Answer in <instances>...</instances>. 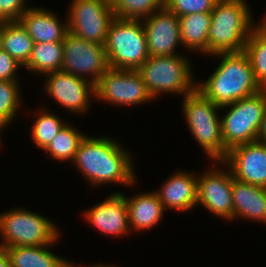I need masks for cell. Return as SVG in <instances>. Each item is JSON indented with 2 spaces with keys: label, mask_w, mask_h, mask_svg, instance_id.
<instances>
[{
  "label": "cell",
  "mask_w": 266,
  "mask_h": 267,
  "mask_svg": "<svg viewBox=\"0 0 266 267\" xmlns=\"http://www.w3.org/2000/svg\"><path fill=\"white\" fill-rule=\"evenodd\" d=\"M227 107V114L221 118L225 158L233 147L257 141L266 109V90L221 107V110Z\"/></svg>",
  "instance_id": "obj_8"
},
{
  "label": "cell",
  "mask_w": 266,
  "mask_h": 267,
  "mask_svg": "<svg viewBox=\"0 0 266 267\" xmlns=\"http://www.w3.org/2000/svg\"><path fill=\"white\" fill-rule=\"evenodd\" d=\"M198 176L192 173L177 171L164 184L154 191L165 210L186 212L197 206Z\"/></svg>",
  "instance_id": "obj_17"
},
{
  "label": "cell",
  "mask_w": 266,
  "mask_h": 267,
  "mask_svg": "<svg viewBox=\"0 0 266 267\" xmlns=\"http://www.w3.org/2000/svg\"><path fill=\"white\" fill-rule=\"evenodd\" d=\"M182 47L208 55V29L211 25V12H201L178 17Z\"/></svg>",
  "instance_id": "obj_21"
},
{
  "label": "cell",
  "mask_w": 266,
  "mask_h": 267,
  "mask_svg": "<svg viewBox=\"0 0 266 267\" xmlns=\"http://www.w3.org/2000/svg\"><path fill=\"white\" fill-rule=\"evenodd\" d=\"M63 62V42L34 43L28 63L24 66L34 74L60 71Z\"/></svg>",
  "instance_id": "obj_23"
},
{
  "label": "cell",
  "mask_w": 266,
  "mask_h": 267,
  "mask_svg": "<svg viewBox=\"0 0 266 267\" xmlns=\"http://www.w3.org/2000/svg\"><path fill=\"white\" fill-rule=\"evenodd\" d=\"M44 76V90L55 102L74 114H84L88 111L90 99L96 97L95 84L61 70Z\"/></svg>",
  "instance_id": "obj_13"
},
{
  "label": "cell",
  "mask_w": 266,
  "mask_h": 267,
  "mask_svg": "<svg viewBox=\"0 0 266 267\" xmlns=\"http://www.w3.org/2000/svg\"><path fill=\"white\" fill-rule=\"evenodd\" d=\"M109 68L104 45L84 40L70 32L66 34L63 39L61 71L89 80L96 85Z\"/></svg>",
  "instance_id": "obj_9"
},
{
  "label": "cell",
  "mask_w": 266,
  "mask_h": 267,
  "mask_svg": "<svg viewBox=\"0 0 266 267\" xmlns=\"http://www.w3.org/2000/svg\"><path fill=\"white\" fill-rule=\"evenodd\" d=\"M19 80H0V125L6 128L21 107ZM20 97V98H19Z\"/></svg>",
  "instance_id": "obj_29"
},
{
  "label": "cell",
  "mask_w": 266,
  "mask_h": 267,
  "mask_svg": "<svg viewBox=\"0 0 266 267\" xmlns=\"http://www.w3.org/2000/svg\"><path fill=\"white\" fill-rule=\"evenodd\" d=\"M52 245L6 247L11 267H67V259L49 251Z\"/></svg>",
  "instance_id": "obj_22"
},
{
  "label": "cell",
  "mask_w": 266,
  "mask_h": 267,
  "mask_svg": "<svg viewBox=\"0 0 266 267\" xmlns=\"http://www.w3.org/2000/svg\"><path fill=\"white\" fill-rule=\"evenodd\" d=\"M219 0H168L164 5L171 13L182 17L188 14L211 12Z\"/></svg>",
  "instance_id": "obj_30"
},
{
  "label": "cell",
  "mask_w": 266,
  "mask_h": 267,
  "mask_svg": "<svg viewBox=\"0 0 266 267\" xmlns=\"http://www.w3.org/2000/svg\"><path fill=\"white\" fill-rule=\"evenodd\" d=\"M114 16L120 19L142 20L163 5L158 0H109Z\"/></svg>",
  "instance_id": "obj_28"
},
{
  "label": "cell",
  "mask_w": 266,
  "mask_h": 267,
  "mask_svg": "<svg viewBox=\"0 0 266 267\" xmlns=\"http://www.w3.org/2000/svg\"><path fill=\"white\" fill-rule=\"evenodd\" d=\"M246 0H219L211 11L208 29V56L218 53L240 52L253 28L251 9Z\"/></svg>",
  "instance_id": "obj_3"
},
{
  "label": "cell",
  "mask_w": 266,
  "mask_h": 267,
  "mask_svg": "<svg viewBox=\"0 0 266 267\" xmlns=\"http://www.w3.org/2000/svg\"><path fill=\"white\" fill-rule=\"evenodd\" d=\"M251 64L255 79L262 90H266V32L256 25L243 50Z\"/></svg>",
  "instance_id": "obj_25"
},
{
  "label": "cell",
  "mask_w": 266,
  "mask_h": 267,
  "mask_svg": "<svg viewBox=\"0 0 266 267\" xmlns=\"http://www.w3.org/2000/svg\"><path fill=\"white\" fill-rule=\"evenodd\" d=\"M129 226L133 231H147L162 220L165 208L155 192L138 193L132 197L125 195Z\"/></svg>",
  "instance_id": "obj_20"
},
{
  "label": "cell",
  "mask_w": 266,
  "mask_h": 267,
  "mask_svg": "<svg viewBox=\"0 0 266 267\" xmlns=\"http://www.w3.org/2000/svg\"><path fill=\"white\" fill-rule=\"evenodd\" d=\"M141 21L146 34L149 56L180 55L176 52L178 46L180 44L182 46L180 22L176 14L162 6Z\"/></svg>",
  "instance_id": "obj_14"
},
{
  "label": "cell",
  "mask_w": 266,
  "mask_h": 267,
  "mask_svg": "<svg viewBox=\"0 0 266 267\" xmlns=\"http://www.w3.org/2000/svg\"><path fill=\"white\" fill-rule=\"evenodd\" d=\"M258 25L266 32V15L264 19L262 18V21H260Z\"/></svg>",
  "instance_id": "obj_37"
},
{
  "label": "cell",
  "mask_w": 266,
  "mask_h": 267,
  "mask_svg": "<svg viewBox=\"0 0 266 267\" xmlns=\"http://www.w3.org/2000/svg\"><path fill=\"white\" fill-rule=\"evenodd\" d=\"M182 102V112L193 138L212 162H222L225 159V145L221 134V116L217 113L221 108L196 89Z\"/></svg>",
  "instance_id": "obj_4"
},
{
  "label": "cell",
  "mask_w": 266,
  "mask_h": 267,
  "mask_svg": "<svg viewBox=\"0 0 266 267\" xmlns=\"http://www.w3.org/2000/svg\"><path fill=\"white\" fill-rule=\"evenodd\" d=\"M158 1L164 6L168 0H158Z\"/></svg>",
  "instance_id": "obj_39"
},
{
  "label": "cell",
  "mask_w": 266,
  "mask_h": 267,
  "mask_svg": "<svg viewBox=\"0 0 266 267\" xmlns=\"http://www.w3.org/2000/svg\"><path fill=\"white\" fill-rule=\"evenodd\" d=\"M85 136L67 122L44 150L49 153L53 160H60L61 162L68 160L72 163Z\"/></svg>",
  "instance_id": "obj_26"
},
{
  "label": "cell",
  "mask_w": 266,
  "mask_h": 267,
  "mask_svg": "<svg viewBox=\"0 0 266 267\" xmlns=\"http://www.w3.org/2000/svg\"><path fill=\"white\" fill-rule=\"evenodd\" d=\"M85 219L97 231L106 235L123 236L131 232L125 194L115 192L84 212Z\"/></svg>",
  "instance_id": "obj_16"
},
{
  "label": "cell",
  "mask_w": 266,
  "mask_h": 267,
  "mask_svg": "<svg viewBox=\"0 0 266 267\" xmlns=\"http://www.w3.org/2000/svg\"><path fill=\"white\" fill-rule=\"evenodd\" d=\"M211 56L222 59L206 81L196 83V90L216 106L221 108L233 104L262 90L244 51L218 53Z\"/></svg>",
  "instance_id": "obj_2"
},
{
  "label": "cell",
  "mask_w": 266,
  "mask_h": 267,
  "mask_svg": "<svg viewBox=\"0 0 266 267\" xmlns=\"http://www.w3.org/2000/svg\"><path fill=\"white\" fill-rule=\"evenodd\" d=\"M184 55L149 56L137 69L149 93L155 99L163 94L183 98L196 89L191 63ZM166 92V93H165Z\"/></svg>",
  "instance_id": "obj_5"
},
{
  "label": "cell",
  "mask_w": 266,
  "mask_h": 267,
  "mask_svg": "<svg viewBox=\"0 0 266 267\" xmlns=\"http://www.w3.org/2000/svg\"><path fill=\"white\" fill-rule=\"evenodd\" d=\"M0 267H11L6 248L0 247Z\"/></svg>",
  "instance_id": "obj_34"
},
{
  "label": "cell",
  "mask_w": 266,
  "mask_h": 267,
  "mask_svg": "<svg viewBox=\"0 0 266 267\" xmlns=\"http://www.w3.org/2000/svg\"><path fill=\"white\" fill-rule=\"evenodd\" d=\"M224 168L208 169L198 176L197 205H202L207 211L225 220H233L232 185L233 175L231 170Z\"/></svg>",
  "instance_id": "obj_12"
},
{
  "label": "cell",
  "mask_w": 266,
  "mask_h": 267,
  "mask_svg": "<svg viewBox=\"0 0 266 267\" xmlns=\"http://www.w3.org/2000/svg\"><path fill=\"white\" fill-rule=\"evenodd\" d=\"M57 225L24 208L0 213V247L51 245L60 239Z\"/></svg>",
  "instance_id": "obj_6"
},
{
  "label": "cell",
  "mask_w": 266,
  "mask_h": 267,
  "mask_svg": "<svg viewBox=\"0 0 266 267\" xmlns=\"http://www.w3.org/2000/svg\"><path fill=\"white\" fill-rule=\"evenodd\" d=\"M72 163L93 187L109 183L130 187L137 181L131 154L112 137L86 135Z\"/></svg>",
  "instance_id": "obj_1"
},
{
  "label": "cell",
  "mask_w": 266,
  "mask_h": 267,
  "mask_svg": "<svg viewBox=\"0 0 266 267\" xmlns=\"http://www.w3.org/2000/svg\"><path fill=\"white\" fill-rule=\"evenodd\" d=\"M33 44V39L20 22H3L2 49L23 67L30 59Z\"/></svg>",
  "instance_id": "obj_24"
},
{
  "label": "cell",
  "mask_w": 266,
  "mask_h": 267,
  "mask_svg": "<svg viewBox=\"0 0 266 267\" xmlns=\"http://www.w3.org/2000/svg\"><path fill=\"white\" fill-rule=\"evenodd\" d=\"M257 141L266 144V109L263 115L262 124L258 133Z\"/></svg>",
  "instance_id": "obj_33"
},
{
  "label": "cell",
  "mask_w": 266,
  "mask_h": 267,
  "mask_svg": "<svg viewBox=\"0 0 266 267\" xmlns=\"http://www.w3.org/2000/svg\"><path fill=\"white\" fill-rule=\"evenodd\" d=\"M67 267H76V266L74 265V263L68 261ZM79 267H87V265H85V266H79ZM88 267H115V266H113V265H109V264H105V265H104V264L100 263L99 265L95 264V265H93V266L90 265V266H88Z\"/></svg>",
  "instance_id": "obj_35"
},
{
  "label": "cell",
  "mask_w": 266,
  "mask_h": 267,
  "mask_svg": "<svg viewBox=\"0 0 266 267\" xmlns=\"http://www.w3.org/2000/svg\"><path fill=\"white\" fill-rule=\"evenodd\" d=\"M95 99L120 106L150 102L149 93L137 70L109 68L95 85Z\"/></svg>",
  "instance_id": "obj_11"
},
{
  "label": "cell",
  "mask_w": 266,
  "mask_h": 267,
  "mask_svg": "<svg viewBox=\"0 0 266 267\" xmlns=\"http://www.w3.org/2000/svg\"><path fill=\"white\" fill-rule=\"evenodd\" d=\"M68 30L84 40L104 45L115 18L109 0H71Z\"/></svg>",
  "instance_id": "obj_10"
},
{
  "label": "cell",
  "mask_w": 266,
  "mask_h": 267,
  "mask_svg": "<svg viewBox=\"0 0 266 267\" xmlns=\"http://www.w3.org/2000/svg\"><path fill=\"white\" fill-rule=\"evenodd\" d=\"M109 67L137 70L149 58L141 20L114 18L104 43Z\"/></svg>",
  "instance_id": "obj_7"
},
{
  "label": "cell",
  "mask_w": 266,
  "mask_h": 267,
  "mask_svg": "<svg viewBox=\"0 0 266 267\" xmlns=\"http://www.w3.org/2000/svg\"><path fill=\"white\" fill-rule=\"evenodd\" d=\"M19 67L23 66L3 49L0 50V80H18L15 74Z\"/></svg>",
  "instance_id": "obj_32"
},
{
  "label": "cell",
  "mask_w": 266,
  "mask_h": 267,
  "mask_svg": "<svg viewBox=\"0 0 266 267\" xmlns=\"http://www.w3.org/2000/svg\"><path fill=\"white\" fill-rule=\"evenodd\" d=\"M5 127H3L2 125H0V131H2V129H4ZM2 135V134H0ZM1 143H2V139H1V136H0V146H1ZM1 148V147H0Z\"/></svg>",
  "instance_id": "obj_38"
},
{
  "label": "cell",
  "mask_w": 266,
  "mask_h": 267,
  "mask_svg": "<svg viewBox=\"0 0 266 267\" xmlns=\"http://www.w3.org/2000/svg\"><path fill=\"white\" fill-rule=\"evenodd\" d=\"M26 0H0V22H19L27 11Z\"/></svg>",
  "instance_id": "obj_31"
},
{
  "label": "cell",
  "mask_w": 266,
  "mask_h": 267,
  "mask_svg": "<svg viewBox=\"0 0 266 267\" xmlns=\"http://www.w3.org/2000/svg\"><path fill=\"white\" fill-rule=\"evenodd\" d=\"M2 40H3V22H0V50L2 49Z\"/></svg>",
  "instance_id": "obj_36"
},
{
  "label": "cell",
  "mask_w": 266,
  "mask_h": 267,
  "mask_svg": "<svg viewBox=\"0 0 266 267\" xmlns=\"http://www.w3.org/2000/svg\"><path fill=\"white\" fill-rule=\"evenodd\" d=\"M240 182L266 188V144L255 141L233 147L222 162Z\"/></svg>",
  "instance_id": "obj_15"
},
{
  "label": "cell",
  "mask_w": 266,
  "mask_h": 267,
  "mask_svg": "<svg viewBox=\"0 0 266 267\" xmlns=\"http://www.w3.org/2000/svg\"><path fill=\"white\" fill-rule=\"evenodd\" d=\"M47 109H39L36 112L38 114L36 121L33 122L31 128V139L36 144V147L45 149L55 138L58 132L66 125L67 121L64 122L58 115L50 113Z\"/></svg>",
  "instance_id": "obj_27"
},
{
  "label": "cell",
  "mask_w": 266,
  "mask_h": 267,
  "mask_svg": "<svg viewBox=\"0 0 266 267\" xmlns=\"http://www.w3.org/2000/svg\"><path fill=\"white\" fill-rule=\"evenodd\" d=\"M27 30L34 43L63 42L68 30V19L60 21L55 13L48 9L30 7L19 21Z\"/></svg>",
  "instance_id": "obj_18"
},
{
  "label": "cell",
  "mask_w": 266,
  "mask_h": 267,
  "mask_svg": "<svg viewBox=\"0 0 266 267\" xmlns=\"http://www.w3.org/2000/svg\"><path fill=\"white\" fill-rule=\"evenodd\" d=\"M233 220L243 219L266 223V188L233 178Z\"/></svg>",
  "instance_id": "obj_19"
}]
</instances>
